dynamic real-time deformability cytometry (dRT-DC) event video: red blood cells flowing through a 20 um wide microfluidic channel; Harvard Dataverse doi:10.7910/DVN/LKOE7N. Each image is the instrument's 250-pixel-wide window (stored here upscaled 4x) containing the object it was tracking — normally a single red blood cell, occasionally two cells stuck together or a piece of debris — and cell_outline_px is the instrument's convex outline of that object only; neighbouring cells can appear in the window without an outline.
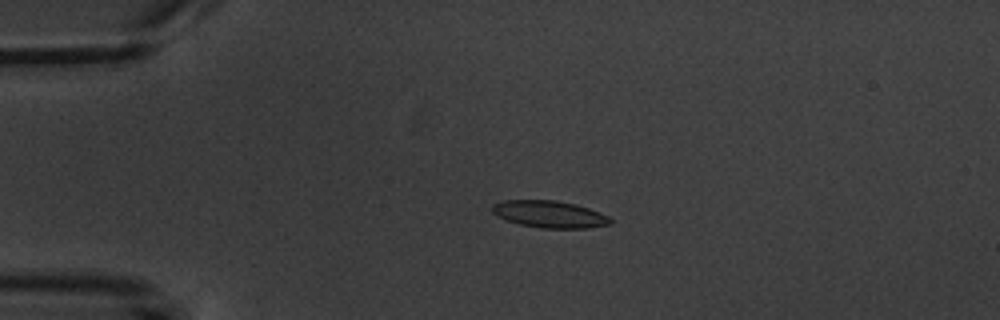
{"species": "common noctule bat (a hibernating species)", "species_latin": "Nyctalus noctula", "temperature_condition": "warm", "stored_images_in_passage": 2, "camera_frame_rate_fps": 3000, "um_per_image_px": 0.085, "animal": {"sex": "male", "body_mass_g": 20.1, "forearm_length_mm": 53.5}, "frame": {"image": 1, "passage_image": 1, "time_ms": 0.0, "image_size_px": [1000, 320], "cell_outline_px": [[612, 224], [588, 228], [540, 228], [520, 224], [496, 216], [492, 212], [492, 204], [504, 200], [556, 200], [576, 204], [600, 212], [608, 216], [612, 220]], "centroid_in_image_um": [46.72, 18.2], "position_along_channel_um": 38.3, "area_um2": 18.67}}